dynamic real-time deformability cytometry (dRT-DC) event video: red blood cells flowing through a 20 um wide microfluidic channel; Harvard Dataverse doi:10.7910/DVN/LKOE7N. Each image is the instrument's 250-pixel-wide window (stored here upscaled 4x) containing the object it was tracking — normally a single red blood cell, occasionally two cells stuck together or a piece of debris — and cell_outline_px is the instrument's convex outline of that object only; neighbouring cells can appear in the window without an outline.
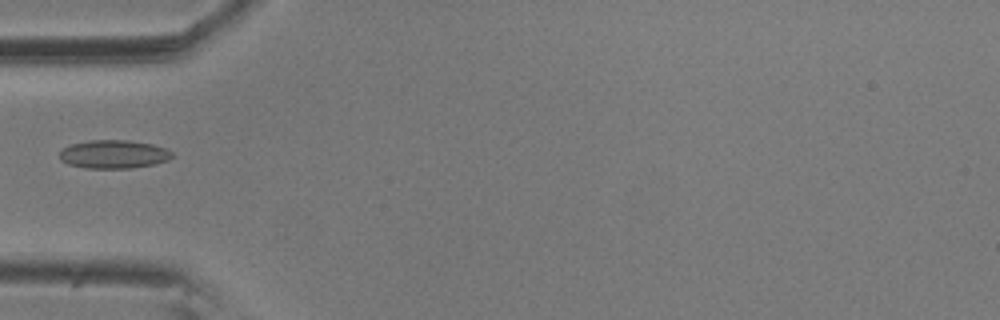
{"species": "common noctule bat (a hibernating species)", "species_latin": "Nyctalus noctula", "temperature_condition": "room temperature", "stored_images_in_passage": 5, "camera_frame_rate_fps": 3000, "um_per_image_px": 0.085, "animal": {"sex": "male", "body_mass_g": 20.5, "forearm_length_mm": 52.5}, "frame": {"image": 1, "passage_image": 5, "time_ms": 1.333, "image_size_px": [1000, 320], "cell_outline_px": [[172, 156], [168, 160], [152, 164], [132, 168], [84, 168], [68, 164], [60, 160], [60, 152], [64, 148], [72, 144], [88, 140], [128, 140], [152, 144], [164, 148], [172, 152]], "centroid_in_image_um": [9.64, 13.11], "position_along_channel_um": 75.4, "area_um2": 18.5}}